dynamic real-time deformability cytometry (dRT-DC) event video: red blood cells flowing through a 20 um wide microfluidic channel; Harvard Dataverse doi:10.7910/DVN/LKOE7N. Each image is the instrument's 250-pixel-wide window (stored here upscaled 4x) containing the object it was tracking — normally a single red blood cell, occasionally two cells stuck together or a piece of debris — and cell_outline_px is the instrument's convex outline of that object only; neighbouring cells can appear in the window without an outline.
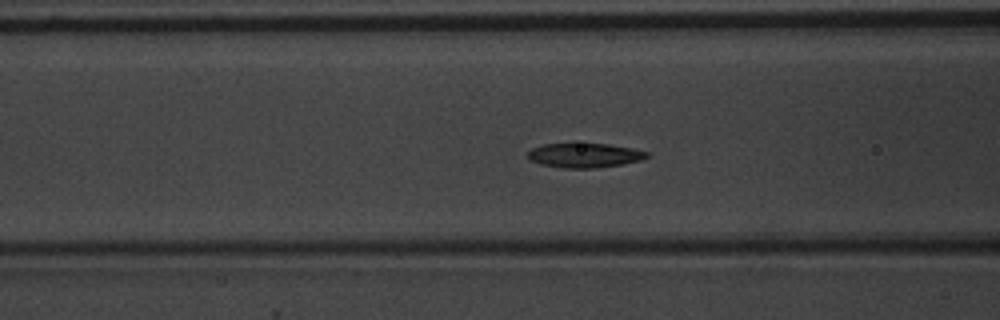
{"species": "common noctule bat (a hibernating species)", "species_latin": "Nyctalus noctula", "temperature_condition": "warm", "stored_images_in_passage": 37, "camera_frame_rate_fps": 3000, "um_per_image_px": 0.085, "animal": {"sex": "male", "body_mass_g": 20.1, "forearm_length_mm": 53.5}, "frame": {"image": 1, "passage_image": 5, "time_ms": 1.333, "image_size_px": [1000, 320], "cell_outline_px": [[648, 156], [640, 160], [624, 164], [596, 168], [564, 168], [540, 164], [528, 160], [528, 152], [532, 148], [544, 144], [572, 140], [608, 144], [632, 148], [648, 152]], "centroid_in_image_um": [49.62, 13.16], "position_along_channel_um": 117.0, "area_um2": 17.8}}
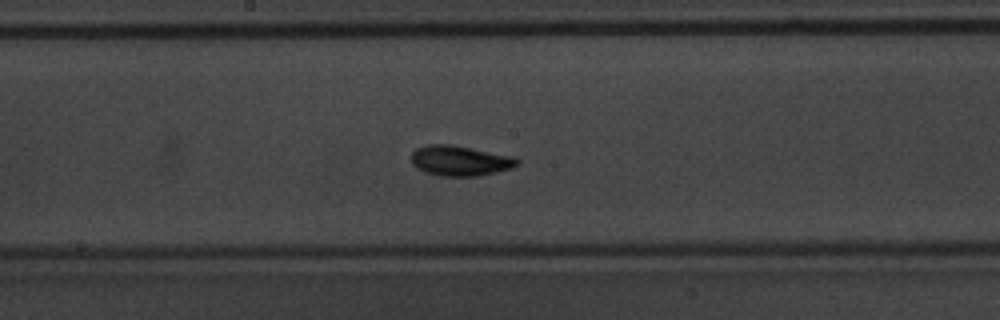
{"frame": {"image": 2, "passage_image": 12, "time_ms": 3.667, "image_size_px": [1000, 320], "cell_outline_px": [[520, 164], [512, 168], [496, 172], [476, 176], [440, 176], [424, 172], [416, 168], [412, 164], [412, 152], [416, 148], [424, 144], [452, 144], [516, 156], [520, 160]], "centroid_in_image_um": [39.12, 13.65], "position_along_channel_um": 209.1, "area_um2": 19.07}}
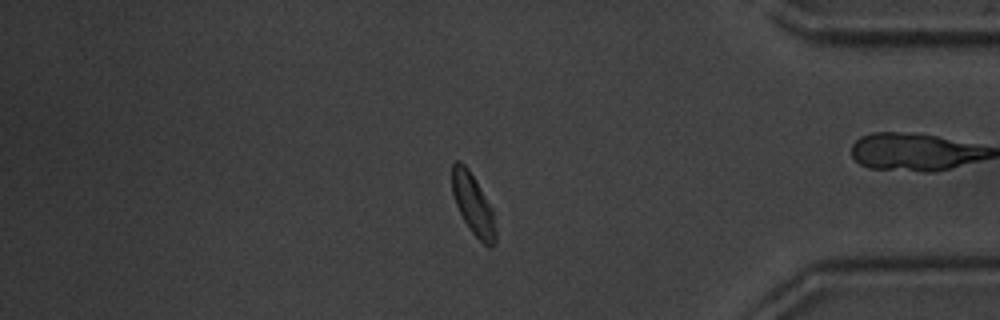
{"frame": {"image": 3, "passage_image": 28, "time_ms": 9.0, "image_size_px": [1000, 320], "cell_outline_px": [[496, 244], [492, 248], [488, 248], [472, 232], [464, 220], [456, 204], [452, 192], [452, 164], [456, 160], [460, 160], [468, 168], [492, 208], [496, 228]], "centroid_in_image_um": [40.23, 17.4], "position_along_channel_um": 395.0, "area_um2": 15.37}, "authors_computed_cell_mechanics": {"area_um2": 16.762, "velocity_mm_per_s": 3.9455, "shape_relaxation_time_tau1_ms": 2.5817, "shape_relaxation_time_tau2_ms": 1.6318, "deformation_change_tau1": 0.1164, "deformation_change_tau2": 0.0689}}